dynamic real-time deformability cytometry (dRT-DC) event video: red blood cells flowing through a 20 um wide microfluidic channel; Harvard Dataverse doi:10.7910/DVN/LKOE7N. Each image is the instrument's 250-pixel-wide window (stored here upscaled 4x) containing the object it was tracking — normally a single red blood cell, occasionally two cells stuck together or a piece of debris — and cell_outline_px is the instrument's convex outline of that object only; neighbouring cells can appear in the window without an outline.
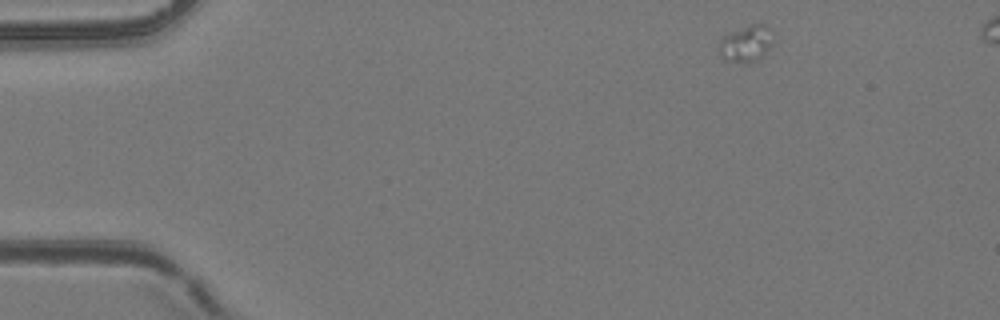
{"species": "common noctule bat (a hibernating species)", "species_latin": "Nyctalus noctula", "temperature_condition": "room temperature", "stored_images_in_passage": 5, "camera_frame_rate_fps": 3000, "um_per_image_px": 0.085, "animal": {"sex": "female", "body_mass_g": 24.6, "forearm_length_mm": 56.2}, "frame": {"image": 1, "passage_image": 1, "time_ms": 0.0, "image_size_px": [1000, 320], "cell_outline_px": [[772, 44], [756, 60], [748, 64], [724, 60], [720, 56], [716, 48], [720, 40], [728, 32], [752, 24], [764, 24], [768, 28]], "centroid_in_image_um": [63.32, 3.73], "position_along_channel_um": 21.7, "area_um2": 11.44}}